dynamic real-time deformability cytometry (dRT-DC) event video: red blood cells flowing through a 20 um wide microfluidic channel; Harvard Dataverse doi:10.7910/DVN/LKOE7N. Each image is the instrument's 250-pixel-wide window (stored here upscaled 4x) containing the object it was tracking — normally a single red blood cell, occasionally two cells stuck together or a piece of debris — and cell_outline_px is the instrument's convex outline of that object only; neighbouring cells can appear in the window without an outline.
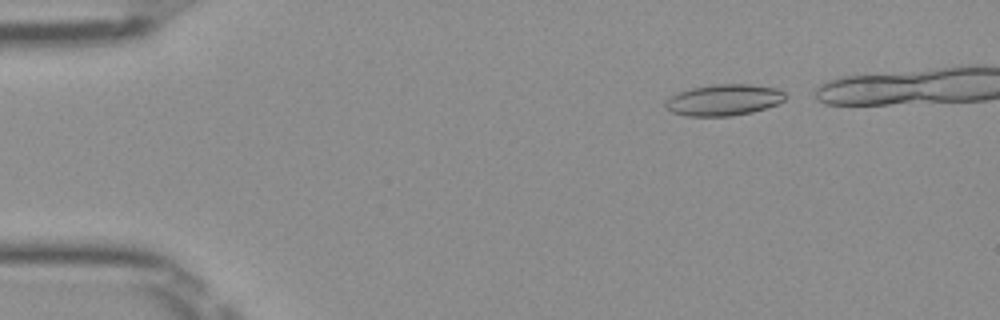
{"species": "Egyptian fruit bat (a non-hibernating species)", "species_latin": "Rousettus aegyptiacus", "temperature_condition": "room temperature", "stored_images_in_passage": 38, "camera_frame_rate_fps": 3000, "um_per_image_px": 0.085, "frame": {"image": 1, "passage_image": 2, "time_ms": 0.333, "image_size_px": [1000, 320], "cell_outline_px": [[788, 96], [784, 100], [776, 104], [752, 112], [732, 116], [688, 116], [672, 112], [664, 104], [672, 96], [680, 92], [692, 88], [716, 84], [748, 84], [776, 88], [784, 92]], "centroid_in_image_um": [61.56, 8.5], "position_along_channel_um": 23.4, "area_um2": 21.56}}
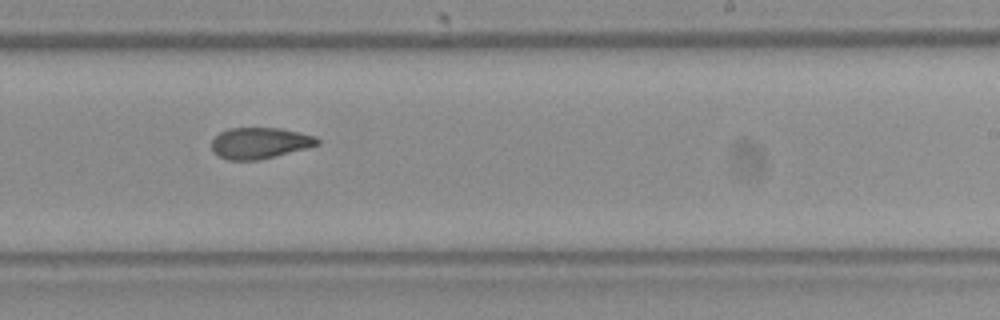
{"frame": {"image": 2, "passage_image": 26, "time_ms": 8.333, "image_size_px": [1000, 320], "cell_outline_px": [[320, 144], [308, 148], [276, 156], [256, 160], [228, 160], [212, 152], [212, 140], [220, 132], [228, 128], [280, 128], [300, 132], [316, 136], [320, 140]], "centroid_in_image_um": [22.11, 12.15], "position_along_channel_um": 266.9, "area_um2": 19.31}}
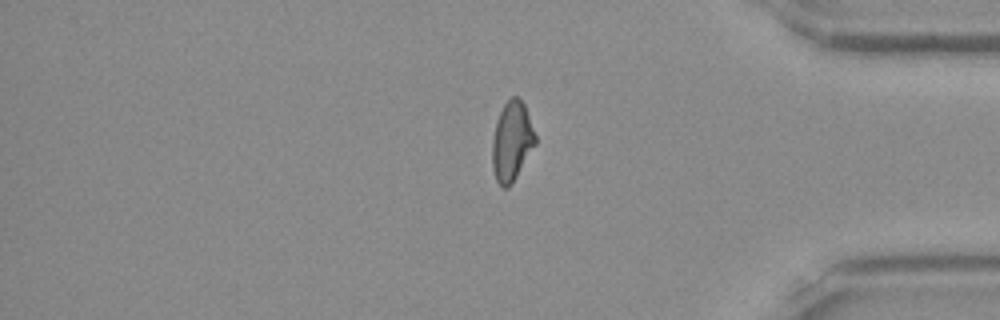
{"frame": {"image": 3, "passage_image": 37, "time_ms": 12.0, "image_size_px": [1000, 320], "cell_outline_px": [[536, 144], [512, 184], [508, 188], [504, 188], [496, 180], [492, 168], [492, 140], [496, 120], [504, 104], [512, 96], [516, 96], [524, 104], [536, 136]], "centroid_in_image_um": [43.49, 12.03], "position_along_channel_um": 391.7, "area_um2": 19.94}}